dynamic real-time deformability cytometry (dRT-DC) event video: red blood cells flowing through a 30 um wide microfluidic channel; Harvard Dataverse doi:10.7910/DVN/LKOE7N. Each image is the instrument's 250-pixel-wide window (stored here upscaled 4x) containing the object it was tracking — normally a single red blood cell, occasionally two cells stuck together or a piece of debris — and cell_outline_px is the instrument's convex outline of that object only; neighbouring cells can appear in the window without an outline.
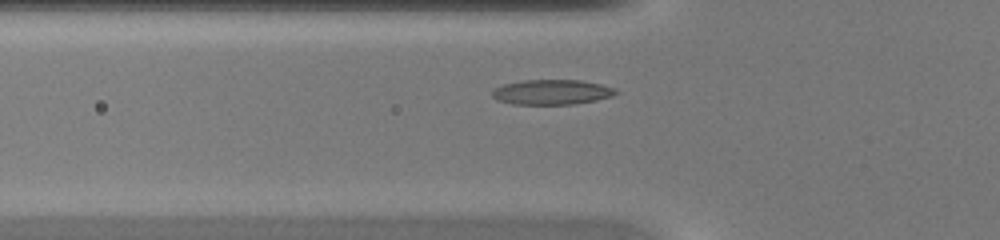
{"species": "common noctule bat (a hibernating species)", "species_latin": "Nyctalus noctula", "temperature_condition": "warm", "stored_images_in_passage": 36, "camera_frame_rate_fps": 3000, "um_per_image_px": 0.085, "animal": {"sex": "female", "body_mass_g": 20.0, "forearm_length_mm": 54.0}, "frame": {"image": 1, "passage_image": 8, "time_ms": 2.333, "image_size_px": [1000, 240], "cell_outline_px": [[620, 92], [612, 96], [596, 100], [572, 104], [512, 104], [496, 100], [492, 96], [492, 92], [496, 88], [504, 84], [524, 80], [580, 80], [600, 84], [616, 88]], "centroid_in_image_um": [46.92, 7.83], "position_along_channel_um": 78.9, "area_um2": 17.98}}
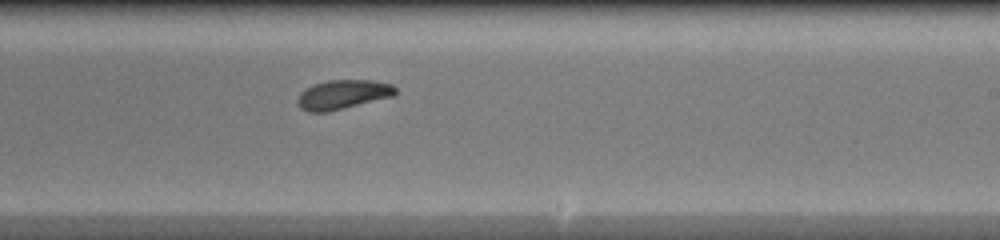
{"frame": {"image": 2, "passage_image": 20, "time_ms": 6.333, "image_size_px": [1000, 240], "cell_outline_px": [[396, 96], [328, 112], [308, 112], [300, 108], [296, 104], [296, 100], [300, 92], [304, 88], [312, 84], [328, 80], [372, 80], [392, 84], [396, 88]], "centroid_in_image_um": [29.12, 8.04], "position_along_channel_um": 259.9, "area_um2": 17.11}}
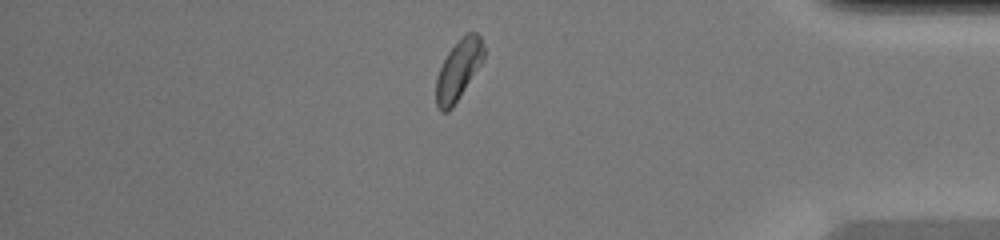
{"frame": {"image": 3, "passage_image": 31, "time_ms": 10.0, "image_size_px": [1000, 240], "cell_outline_px": [[484, 60], [452, 108], [448, 112], [440, 112], [436, 104], [436, 76], [448, 52], [468, 32], [476, 32], [480, 36], [484, 48]], "centroid_in_image_um": [38.97, 5.98], "position_along_channel_um": 396.2, "area_um2": 16.53}}